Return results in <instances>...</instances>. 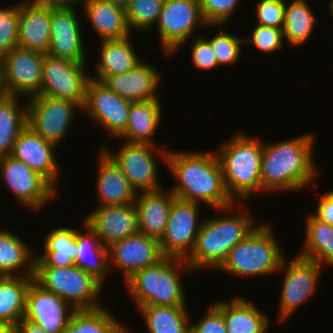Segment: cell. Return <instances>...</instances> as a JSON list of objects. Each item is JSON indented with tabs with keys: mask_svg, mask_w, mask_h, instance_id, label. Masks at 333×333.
<instances>
[{
	"mask_svg": "<svg viewBox=\"0 0 333 333\" xmlns=\"http://www.w3.org/2000/svg\"><path fill=\"white\" fill-rule=\"evenodd\" d=\"M168 150L167 166L176 184L170 191L178 199L206 204L215 210L236 203L228 194L215 151Z\"/></svg>",
	"mask_w": 333,
	"mask_h": 333,
	"instance_id": "6da1fadb",
	"label": "cell"
},
{
	"mask_svg": "<svg viewBox=\"0 0 333 333\" xmlns=\"http://www.w3.org/2000/svg\"><path fill=\"white\" fill-rule=\"evenodd\" d=\"M314 138L310 132L273 143L263 141L262 193L296 192L316 182L319 171L313 160Z\"/></svg>",
	"mask_w": 333,
	"mask_h": 333,
	"instance_id": "7a4b0ae2",
	"label": "cell"
},
{
	"mask_svg": "<svg viewBox=\"0 0 333 333\" xmlns=\"http://www.w3.org/2000/svg\"><path fill=\"white\" fill-rule=\"evenodd\" d=\"M239 205L242 207V202L217 209L220 212L223 211L224 215L204 218L196 237L195 246L185 259L193 271L206 267V269L218 270L231 249L258 226L254 223L253 215L246 210L237 215L232 214V212L235 213V208L239 209Z\"/></svg>",
	"mask_w": 333,
	"mask_h": 333,
	"instance_id": "3957f363",
	"label": "cell"
},
{
	"mask_svg": "<svg viewBox=\"0 0 333 333\" xmlns=\"http://www.w3.org/2000/svg\"><path fill=\"white\" fill-rule=\"evenodd\" d=\"M237 131L216 151L222 167L224 184L235 202L246 204L253 193H262L260 137Z\"/></svg>",
	"mask_w": 333,
	"mask_h": 333,
	"instance_id": "277c9868",
	"label": "cell"
},
{
	"mask_svg": "<svg viewBox=\"0 0 333 333\" xmlns=\"http://www.w3.org/2000/svg\"><path fill=\"white\" fill-rule=\"evenodd\" d=\"M183 271H192L185 259L165 256L156 264L135 272L124 284L137 308L187 306V294L181 280Z\"/></svg>",
	"mask_w": 333,
	"mask_h": 333,
	"instance_id": "5b68a950",
	"label": "cell"
},
{
	"mask_svg": "<svg viewBox=\"0 0 333 333\" xmlns=\"http://www.w3.org/2000/svg\"><path fill=\"white\" fill-rule=\"evenodd\" d=\"M271 226L269 223L259 224L231 249L219 271L239 277H262L278 272L286 255Z\"/></svg>",
	"mask_w": 333,
	"mask_h": 333,
	"instance_id": "8992f818",
	"label": "cell"
},
{
	"mask_svg": "<svg viewBox=\"0 0 333 333\" xmlns=\"http://www.w3.org/2000/svg\"><path fill=\"white\" fill-rule=\"evenodd\" d=\"M33 279L45 290L63 298L76 310L95 309L104 305L102 300H99L105 285L76 265L65 268L35 265Z\"/></svg>",
	"mask_w": 333,
	"mask_h": 333,
	"instance_id": "52a82bcc",
	"label": "cell"
},
{
	"mask_svg": "<svg viewBox=\"0 0 333 333\" xmlns=\"http://www.w3.org/2000/svg\"><path fill=\"white\" fill-rule=\"evenodd\" d=\"M157 147V145L147 143L124 141L117 151L109 150V146L107 147L105 142L102 149L121 168L130 185L137 192H147L164 188L161 186L160 176H158L157 158L160 156L163 163H167L168 150H161Z\"/></svg>",
	"mask_w": 333,
	"mask_h": 333,
	"instance_id": "ba28073f",
	"label": "cell"
},
{
	"mask_svg": "<svg viewBox=\"0 0 333 333\" xmlns=\"http://www.w3.org/2000/svg\"><path fill=\"white\" fill-rule=\"evenodd\" d=\"M77 111L83 109L74 101L37 94L27 98V125L58 147L73 127Z\"/></svg>",
	"mask_w": 333,
	"mask_h": 333,
	"instance_id": "9c48e42d",
	"label": "cell"
},
{
	"mask_svg": "<svg viewBox=\"0 0 333 333\" xmlns=\"http://www.w3.org/2000/svg\"><path fill=\"white\" fill-rule=\"evenodd\" d=\"M287 260L286 257L282 261L277 272H285L279 302L278 322L280 323L293 316L296 310L307 302L306 300L312 298L318 289L324 268L317 262L299 255L293 257L292 260L289 259L288 263Z\"/></svg>",
	"mask_w": 333,
	"mask_h": 333,
	"instance_id": "30bf717a",
	"label": "cell"
},
{
	"mask_svg": "<svg viewBox=\"0 0 333 333\" xmlns=\"http://www.w3.org/2000/svg\"><path fill=\"white\" fill-rule=\"evenodd\" d=\"M0 180L20 205L32 212L41 211L58 192L42 175L10 155L0 157Z\"/></svg>",
	"mask_w": 333,
	"mask_h": 333,
	"instance_id": "8fae6325",
	"label": "cell"
},
{
	"mask_svg": "<svg viewBox=\"0 0 333 333\" xmlns=\"http://www.w3.org/2000/svg\"><path fill=\"white\" fill-rule=\"evenodd\" d=\"M164 54H175L187 43L196 27H208L198 0H165L155 27Z\"/></svg>",
	"mask_w": 333,
	"mask_h": 333,
	"instance_id": "7c38bea8",
	"label": "cell"
},
{
	"mask_svg": "<svg viewBox=\"0 0 333 333\" xmlns=\"http://www.w3.org/2000/svg\"><path fill=\"white\" fill-rule=\"evenodd\" d=\"M86 63L44 54L43 78L39 94L74 101L82 108L86 100V87L91 73Z\"/></svg>",
	"mask_w": 333,
	"mask_h": 333,
	"instance_id": "4fadbf2b",
	"label": "cell"
},
{
	"mask_svg": "<svg viewBox=\"0 0 333 333\" xmlns=\"http://www.w3.org/2000/svg\"><path fill=\"white\" fill-rule=\"evenodd\" d=\"M132 101L108 88L102 81L90 78L86 87L84 115L103 127L108 135L119 139L128 125Z\"/></svg>",
	"mask_w": 333,
	"mask_h": 333,
	"instance_id": "5bb4252c",
	"label": "cell"
},
{
	"mask_svg": "<svg viewBox=\"0 0 333 333\" xmlns=\"http://www.w3.org/2000/svg\"><path fill=\"white\" fill-rule=\"evenodd\" d=\"M200 204L175 198L159 241L164 256L186 259L192 252L204 218Z\"/></svg>",
	"mask_w": 333,
	"mask_h": 333,
	"instance_id": "9a60e30c",
	"label": "cell"
},
{
	"mask_svg": "<svg viewBox=\"0 0 333 333\" xmlns=\"http://www.w3.org/2000/svg\"><path fill=\"white\" fill-rule=\"evenodd\" d=\"M44 54L16 46L2 60L5 95L29 98L40 93Z\"/></svg>",
	"mask_w": 333,
	"mask_h": 333,
	"instance_id": "2e32d148",
	"label": "cell"
},
{
	"mask_svg": "<svg viewBox=\"0 0 333 333\" xmlns=\"http://www.w3.org/2000/svg\"><path fill=\"white\" fill-rule=\"evenodd\" d=\"M165 256L157 239L137 233L108 247L109 270L118 269L124 282L135 272L159 262Z\"/></svg>",
	"mask_w": 333,
	"mask_h": 333,
	"instance_id": "e0dca14e",
	"label": "cell"
},
{
	"mask_svg": "<svg viewBox=\"0 0 333 333\" xmlns=\"http://www.w3.org/2000/svg\"><path fill=\"white\" fill-rule=\"evenodd\" d=\"M76 309L63 298L45 290L34 280L26 296L23 318L35 322L48 333H63Z\"/></svg>",
	"mask_w": 333,
	"mask_h": 333,
	"instance_id": "ac0fdd59",
	"label": "cell"
},
{
	"mask_svg": "<svg viewBox=\"0 0 333 333\" xmlns=\"http://www.w3.org/2000/svg\"><path fill=\"white\" fill-rule=\"evenodd\" d=\"M76 8H53L48 54L53 57L87 63L82 24ZM81 25V26H80Z\"/></svg>",
	"mask_w": 333,
	"mask_h": 333,
	"instance_id": "d6986e66",
	"label": "cell"
},
{
	"mask_svg": "<svg viewBox=\"0 0 333 333\" xmlns=\"http://www.w3.org/2000/svg\"><path fill=\"white\" fill-rule=\"evenodd\" d=\"M83 220L107 248L117 241L139 233L135 202L96 206V209L91 210Z\"/></svg>",
	"mask_w": 333,
	"mask_h": 333,
	"instance_id": "ffe728a7",
	"label": "cell"
},
{
	"mask_svg": "<svg viewBox=\"0 0 333 333\" xmlns=\"http://www.w3.org/2000/svg\"><path fill=\"white\" fill-rule=\"evenodd\" d=\"M56 149L55 144L44 140L27 125L17 136L9 155L23 161L58 190L56 181L61 168L56 158Z\"/></svg>",
	"mask_w": 333,
	"mask_h": 333,
	"instance_id": "44dd1931",
	"label": "cell"
},
{
	"mask_svg": "<svg viewBox=\"0 0 333 333\" xmlns=\"http://www.w3.org/2000/svg\"><path fill=\"white\" fill-rule=\"evenodd\" d=\"M159 73L155 66L142 60L129 72L105 76L101 81L127 100L144 102L160 99L157 90L162 78Z\"/></svg>",
	"mask_w": 333,
	"mask_h": 333,
	"instance_id": "7402d4cb",
	"label": "cell"
},
{
	"mask_svg": "<svg viewBox=\"0 0 333 333\" xmlns=\"http://www.w3.org/2000/svg\"><path fill=\"white\" fill-rule=\"evenodd\" d=\"M99 152L97 180H95L98 206L125 205L135 202L137 191L130 185L121 168L102 148Z\"/></svg>",
	"mask_w": 333,
	"mask_h": 333,
	"instance_id": "603a6c76",
	"label": "cell"
},
{
	"mask_svg": "<svg viewBox=\"0 0 333 333\" xmlns=\"http://www.w3.org/2000/svg\"><path fill=\"white\" fill-rule=\"evenodd\" d=\"M52 7L29 0L20 4L18 46L48 54Z\"/></svg>",
	"mask_w": 333,
	"mask_h": 333,
	"instance_id": "cb8c5ba5",
	"label": "cell"
},
{
	"mask_svg": "<svg viewBox=\"0 0 333 333\" xmlns=\"http://www.w3.org/2000/svg\"><path fill=\"white\" fill-rule=\"evenodd\" d=\"M170 189L137 192L135 206L138 214L139 233L161 240L167 226L173 200Z\"/></svg>",
	"mask_w": 333,
	"mask_h": 333,
	"instance_id": "d4e9b609",
	"label": "cell"
},
{
	"mask_svg": "<svg viewBox=\"0 0 333 333\" xmlns=\"http://www.w3.org/2000/svg\"><path fill=\"white\" fill-rule=\"evenodd\" d=\"M81 7L99 41L132 36L124 8L108 0H83Z\"/></svg>",
	"mask_w": 333,
	"mask_h": 333,
	"instance_id": "484cf974",
	"label": "cell"
},
{
	"mask_svg": "<svg viewBox=\"0 0 333 333\" xmlns=\"http://www.w3.org/2000/svg\"><path fill=\"white\" fill-rule=\"evenodd\" d=\"M214 304L223 313L227 333H266L270 330V317L245 297L239 295Z\"/></svg>",
	"mask_w": 333,
	"mask_h": 333,
	"instance_id": "4316f807",
	"label": "cell"
},
{
	"mask_svg": "<svg viewBox=\"0 0 333 333\" xmlns=\"http://www.w3.org/2000/svg\"><path fill=\"white\" fill-rule=\"evenodd\" d=\"M99 46V57L94 70L96 75H91L92 79L101 81L105 76L127 73L142 61L137 55L131 36L101 40Z\"/></svg>",
	"mask_w": 333,
	"mask_h": 333,
	"instance_id": "83f0119b",
	"label": "cell"
},
{
	"mask_svg": "<svg viewBox=\"0 0 333 333\" xmlns=\"http://www.w3.org/2000/svg\"><path fill=\"white\" fill-rule=\"evenodd\" d=\"M160 99L144 102H132L128 125L125 132L119 137L130 143H147L156 145L154 134L161 126L163 110Z\"/></svg>",
	"mask_w": 333,
	"mask_h": 333,
	"instance_id": "f1b7e54d",
	"label": "cell"
},
{
	"mask_svg": "<svg viewBox=\"0 0 333 333\" xmlns=\"http://www.w3.org/2000/svg\"><path fill=\"white\" fill-rule=\"evenodd\" d=\"M23 241L13 231L0 228V276H33L36 254Z\"/></svg>",
	"mask_w": 333,
	"mask_h": 333,
	"instance_id": "f546056e",
	"label": "cell"
},
{
	"mask_svg": "<svg viewBox=\"0 0 333 333\" xmlns=\"http://www.w3.org/2000/svg\"><path fill=\"white\" fill-rule=\"evenodd\" d=\"M84 231L76 233L77 255L74 265L94 276L103 285L109 278L108 248L102 244L100 238L84 223Z\"/></svg>",
	"mask_w": 333,
	"mask_h": 333,
	"instance_id": "4dcf8cb0",
	"label": "cell"
},
{
	"mask_svg": "<svg viewBox=\"0 0 333 333\" xmlns=\"http://www.w3.org/2000/svg\"><path fill=\"white\" fill-rule=\"evenodd\" d=\"M72 227H57L49 231L44 240V253L36 254L35 265L69 267L77 255L76 233Z\"/></svg>",
	"mask_w": 333,
	"mask_h": 333,
	"instance_id": "1f68e13d",
	"label": "cell"
},
{
	"mask_svg": "<svg viewBox=\"0 0 333 333\" xmlns=\"http://www.w3.org/2000/svg\"><path fill=\"white\" fill-rule=\"evenodd\" d=\"M305 224L304 243L297 254L323 267H333V225L320 221L312 213L307 215Z\"/></svg>",
	"mask_w": 333,
	"mask_h": 333,
	"instance_id": "d6a6232c",
	"label": "cell"
},
{
	"mask_svg": "<svg viewBox=\"0 0 333 333\" xmlns=\"http://www.w3.org/2000/svg\"><path fill=\"white\" fill-rule=\"evenodd\" d=\"M148 333H190L192 317L187 306L138 307Z\"/></svg>",
	"mask_w": 333,
	"mask_h": 333,
	"instance_id": "836d02e7",
	"label": "cell"
},
{
	"mask_svg": "<svg viewBox=\"0 0 333 333\" xmlns=\"http://www.w3.org/2000/svg\"><path fill=\"white\" fill-rule=\"evenodd\" d=\"M21 96H0V157L11 153L20 132L27 126V99L20 105Z\"/></svg>",
	"mask_w": 333,
	"mask_h": 333,
	"instance_id": "e575fe53",
	"label": "cell"
},
{
	"mask_svg": "<svg viewBox=\"0 0 333 333\" xmlns=\"http://www.w3.org/2000/svg\"><path fill=\"white\" fill-rule=\"evenodd\" d=\"M33 276H0V321L16 325L22 318Z\"/></svg>",
	"mask_w": 333,
	"mask_h": 333,
	"instance_id": "d590c367",
	"label": "cell"
},
{
	"mask_svg": "<svg viewBox=\"0 0 333 333\" xmlns=\"http://www.w3.org/2000/svg\"><path fill=\"white\" fill-rule=\"evenodd\" d=\"M308 0H292L286 3L283 33L291 47L303 46L309 40L318 21Z\"/></svg>",
	"mask_w": 333,
	"mask_h": 333,
	"instance_id": "8d00e7d4",
	"label": "cell"
},
{
	"mask_svg": "<svg viewBox=\"0 0 333 333\" xmlns=\"http://www.w3.org/2000/svg\"><path fill=\"white\" fill-rule=\"evenodd\" d=\"M108 309L76 310L63 333H121L125 326Z\"/></svg>",
	"mask_w": 333,
	"mask_h": 333,
	"instance_id": "74e56055",
	"label": "cell"
},
{
	"mask_svg": "<svg viewBox=\"0 0 333 333\" xmlns=\"http://www.w3.org/2000/svg\"><path fill=\"white\" fill-rule=\"evenodd\" d=\"M165 0H130L125 8L130 30L144 33L155 27ZM133 29V30H132Z\"/></svg>",
	"mask_w": 333,
	"mask_h": 333,
	"instance_id": "f35d334b",
	"label": "cell"
},
{
	"mask_svg": "<svg viewBox=\"0 0 333 333\" xmlns=\"http://www.w3.org/2000/svg\"><path fill=\"white\" fill-rule=\"evenodd\" d=\"M220 26V27H219ZM222 25H210V27L220 28L213 37H205L212 46V49L217 58L218 66H232L236 65L240 56L242 57V47L244 38H239L237 34L226 32L221 28Z\"/></svg>",
	"mask_w": 333,
	"mask_h": 333,
	"instance_id": "ab89813d",
	"label": "cell"
},
{
	"mask_svg": "<svg viewBox=\"0 0 333 333\" xmlns=\"http://www.w3.org/2000/svg\"><path fill=\"white\" fill-rule=\"evenodd\" d=\"M20 4L0 7V58L18 46Z\"/></svg>",
	"mask_w": 333,
	"mask_h": 333,
	"instance_id": "60d3db41",
	"label": "cell"
},
{
	"mask_svg": "<svg viewBox=\"0 0 333 333\" xmlns=\"http://www.w3.org/2000/svg\"><path fill=\"white\" fill-rule=\"evenodd\" d=\"M240 0H198L200 11L208 26L222 25L232 19ZM237 6V7H236Z\"/></svg>",
	"mask_w": 333,
	"mask_h": 333,
	"instance_id": "b9f144b4",
	"label": "cell"
},
{
	"mask_svg": "<svg viewBox=\"0 0 333 333\" xmlns=\"http://www.w3.org/2000/svg\"><path fill=\"white\" fill-rule=\"evenodd\" d=\"M247 39L246 43L253 44L254 49L259 52L272 53L284 47V33L282 29L256 25ZM256 47V48H255Z\"/></svg>",
	"mask_w": 333,
	"mask_h": 333,
	"instance_id": "7bdbcfd3",
	"label": "cell"
},
{
	"mask_svg": "<svg viewBox=\"0 0 333 333\" xmlns=\"http://www.w3.org/2000/svg\"><path fill=\"white\" fill-rule=\"evenodd\" d=\"M254 9L258 25L283 28L286 0H258Z\"/></svg>",
	"mask_w": 333,
	"mask_h": 333,
	"instance_id": "ee69618b",
	"label": "cell"
},
{
	"mask_svg": "<svg viewBox=\"0 0 333 333\" xmlns=\"http://www.w3.org/2000/svg\"><path fill=\"white\" fill-rule=\"evenodd\" d=\"M193 40V44H191V60L193 66L198 70H215L218 69L217 58L212 49L211 43L203 36V34L199 35Z\"/></svg>",
	"mask_w": 333,
	"mask_h": 333,
	"instance_id": "f6af8a7d",
	"label": "cell"
},
{
	"mask_svg": "<svg viewBox=\"0 0 333 333\" xmlns=\"http://www.w3.org/2000/svg\"><path fill=\"white\" fill-rule=\"evenodd\" d=\"M195 323L190 322V333H227L223 313L213 303Z\"/></svg>",
	"mask_w": 333,
	"mask_h": 333,
	"instance_id": "bcb514c9",
	"label": "cell"
},
{
	"mask_svg": "<svg viewBox=\"0 0 333 333\" xmlns=\"http://www.w3.org/2000/svg\"><path fill=\"white\" fill-rule=\"evenodd\" d=\"M317 210L312 214L320 221L333 225V190H329L318 198Z\"/></svg>",
	"mask_w": 333,
	"mask_h": 333,
	"instance_id": "7dc6e473",
	"label": "cell"
},
{
	"mask_svg": "<svg viewBox=\"0 0 333 333\" xmlns=\"http://www.w3.org/2000/svg\"><path fill=\"white\" fill-rule=\"evenodd\" d=\"M30 2L36 3L38 5L53 7V8H77L76 6L83 0H29Z\"/></svg>",
	"mask_w": 333,
	"mask_h": 333,
	"instance_id": "c3c4849f",
	"label": "cell"
},
{
	"mask_svg": "<svg viewBox=\"0 0 333 333\" xmlns=\"http://www.w3.org/2000/svg\"><path fill=\"white\" fill-rule=\"evenodd\" d=\"M15 333H48V332L35 322L22 318L15 325Z\"/></svg>",
	"mask_w": 333,
	"mask_h": 333,
	"instance_id": "681fc988",
	"label": "cell"
},
{
	"mask_svg": "<svg viewBox=\"0 0 333 333\" xmlns=\"http://www.w3.org/2000/svg\"><path fill=\"white\" fill-rule=\"evenodd\" d=\"M0 333H15V325L0 321Z\"/></svg>",
	"mask_w": 333,
	"mask_h": 333,
	"instance_id": "f907efd6",
	"label": "cell"
},
{
	"mask_svg": "<svg viewBox=\"0 0 333 333\" xmlns=\"http://www.w3.org/2000/svg\"><path fill=\"white\" fill-rule=\"evenodd\" d=\"M111 1L114 5L120 6L122 8H126L130 2V0H108Z\"/></svg>",
	"mask_w": 333,
	"mask_h": 333,
	"instance_id": "816d5d0a",
	"label": "cell"
},
{
	"mask_svg": "<svg viewBox=\"0 0 333 333\" xmlns=\"http://www.w3.org/2000/svg\"><path fill=\"white\" fill-rule=\"evenodd\" d=\"M5 95L3 89V73H2V60L0 58V96Z\"/></svg>",
	"mask_w": 333,
	"mask_h": 333,
	"instance_id": "f5cc1de1",
	"label": "cell"
},
{
	"mask_svg": "<svg viewBox=\"0 0 333 333\" xmlns=\"http://www.w3.org/2000/svg\"><path fill=\"white\" fill-rule=\"evenodd\" d=\"M329 10H330V14H331V16L333 17V0H330V3H329Z\"/></svg>",
	"mask_w": 333,
	"mask_h": 333,
	"instance_id": "db71d44e",
	"label": "cell"
},
{
	"mask_svg": "<svg viewBox=\"0 0 333 333\" xmlns=\"http://www.w3.org/2000/svg\"><path fill=\"white\" fill-rule=\"evenodd\" d=\"M129 332V329L127 330V328H125L121 333H128ZM131 333V332H129Z\"/></svg>",
	"mask_w": 333,
	"mask_h": 333,
	"instance_id": "11a10c76",
	"label": "cell"
}]
</instances>
